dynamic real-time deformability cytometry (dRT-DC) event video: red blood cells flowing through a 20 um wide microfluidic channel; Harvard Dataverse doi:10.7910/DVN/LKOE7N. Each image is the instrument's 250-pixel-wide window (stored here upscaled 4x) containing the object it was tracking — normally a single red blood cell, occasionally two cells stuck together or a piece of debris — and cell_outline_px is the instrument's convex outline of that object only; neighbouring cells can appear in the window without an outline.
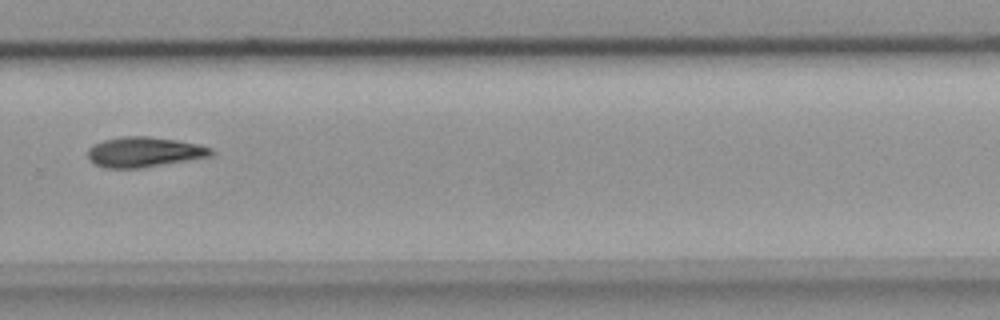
{"species": "common noctule bat (a hibernating species)", "species_latin": "Nyctalus noctula", "temperature_condition": "room temperature", "stored_images_in_passage": 32, "camera_frame_rate_fps": 3000, "um_per_image_px": 0.085, "animal": {"sex": "female", "body_mass_g": 18.4}, "frame": {"image": 1, "passage_image": 19, "time_ms": 6.0, "image_size_px": [1000, 320], "cell_outline_px": [[216, 152], [212, 156], [140, 168], [104, 168], [92, 164], [88, 160], [88, 148], [92, 144], [104, 140], [124, 136], [148, 136], [176, 140], [200, 144], [212, 148]], "centroid_in_image_um": [12.24, 12.92], "position_along_channel_um": 317.6, "area_um2": 21.91}}
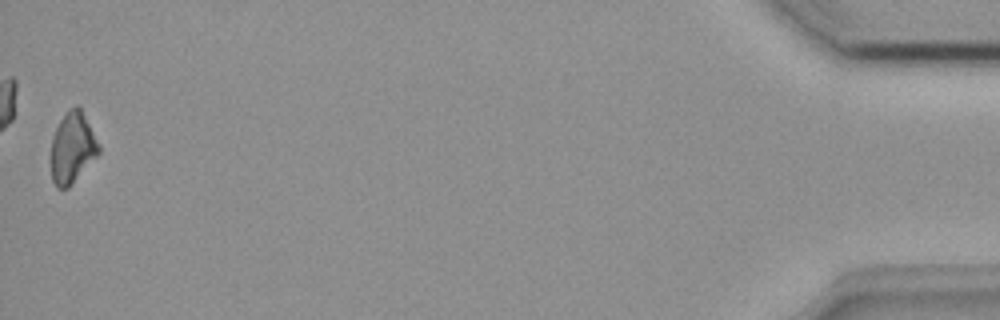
{"frame": {"image": 2, "passage_image": 32, "time_ms": 10.333, "image_size_px": [1000, 320], "cell_outline_px": [[100, 152], [72, 184], [68, 188], [56, 188], [52, 180], [52, 136], [60, 120], [68, 108], [76, 104], [80, 104], [100, 144]], "centroid_in_image_um": [6.18, 12.5], "position_along_channel_um": 429.0, "area_um2": 19.94}}